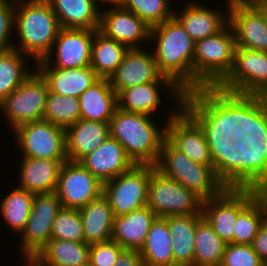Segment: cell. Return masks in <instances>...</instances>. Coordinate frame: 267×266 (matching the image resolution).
Masks as SVG:
<instances>
[{
  "instance_id": "obj_1",
  "label": "cell",
  "mask_w": 267,
  "mask_h": 266,
  "mask_svg": "<svg viewBox=\"0 0 267 266\" xmlns=\"http://www.w3.org/2000/svg\"><path fill=\"white\" fill-rule=\"evenodd\" d=\"M182 108L202 128L217 177L226 188H235L236 144L245 136L241 95L202 87L184 93Z\"/></svg>"
},
{
  "instance_id": "obj_2",
  "label": "cell",
  "mask_w": 267,
  "mask_h": 266,
  "mask_svg": "<svg viewBox=\"0 0 267 266\" xmlns=\"http://www.w3.org/2000/svg\"><path fill=\"white\" fill-rule=\"evenodd\" d=\"M245 132L235 151V188L267 192V103L258 95H241Z\"/></svg>"
},
{
  "instance_id": "obj_3",
  "label": "cell",
  "mask_w": 267,
  "mask_h": 266,
  "mask_svg": "<svg viewBox=\"0 0 267 266\" xmlns=\"http://www.w3.org/2000/svg\"><path fill=\"white\" fill-rule=\"evenodd\" d=\"M149 40L156 42L152 52L159 72L183 93L192 91L195 42L181 23L173 16L150 27Z\"/></svg>"
},
{
  "instance_id": "obj_4",
  "label": "cell",
  "mask_w": 267,
  "mask_h": 266,
  "mask_svg": "<svg viewBox=\"0 0 267 266\" xmlns=\"http://www.w3.org/2000/svg\"><path fill=\"white\" fill-rule=\"evenodd\" d=\"M60 29L46 0H16L14 32L19 42L14 41V49L32 57L35 64L51 52Z\"/></svg>"
},
{
  "instance_id": "obj_5",
  "label": "cell",
  "mask_w": 267,
  "mask_h": 266,
  "mask_svg": "<svg viewBox=\"0 0 267 266\" xmlns=\"http://www.w3.org/2000/svg\"><path fill=\"white\" fill-rule=\"evenodd\" d=\"M154 116L116 109L109 122V132L125 149L135 165L155 166L166 138V125L159 128Z\"/></svg>"
},
{
  "instance_id": "obj_6",
  "label": "cell",
  "mask_w": 267,
  "mask_h": 266,
  "mask_svg": "<svg viewBox=\"0 0 267 266\" xmlns=\"http://www.w3.org/2000/svg\"><path fill=\"white\" fill-rule=\"evenodd\" d=\"M236 47L229 24L216 35L195 42L193 90L217 87L232 70Z\"/></svg>"
},
{
  "instance_id": "obj_7",
  "label": "cell",
  "mask_w": 267,
  "mask_h": 266,
  "mask_svg": "<svg viewBox=\"0 0 267 266\" xmlns=\"http://www.w3.org/2000/svg\"><path fill=\"white\" fill-rule=\"evenodd\" d=\"M155 168L165 177L194 192L203 201L218 196L226 188L213 166L194 163L166 138L162 142Z\"/></svg>"
},
{
  "instance_id": "obj_8",
  "label": "cell",
  "mask_w": 267,
  "mask_h": 266,
  "mask_svg": "<svg viewBox=\"0 0 267 266\" xmlns=\"http://www.w3.org/2000/svg\"><path fill=\"white\" fill-rule=\"evenodd\" d=\"M48 84L40 72L35 69L22 84L0 102L12 131L18 126L43 120Z\"/></svg>"
},
{
  "instance_id": "obj_9",
  "label": "cell",
  "mask_w": 267,
  "mask_h": 266,
  "mask_svg": "<svg viewBox=\"0 0 267 266\" xmlns=\"http://www.w3.org/2000/svg\"><path fill=\"white\" fill-rule=\"evenodd\" d=\"M152 165H134L128 171L103 184L114 216H123L147 206Z\"/></svg>"
},
{
  "instance_id": "obj_10",
  "label": "cell",
  "mask_w": 267,
  "mask_h": 266,
  "mask_svg": "<svg viewBox=\"0 0 267 266\" xmlns=\"http://www.w3.org/2000/svg\"><path fill=\"white\" fill-rule=\"evenodd\" d=\"M203 200L180 183L152 172L147 206L157 217L202 214Z\"/></svg>"
},
{
  "instance_id": "obj_11",
  "label": "cell",
  "mask_w": 267,
  "mask_h": 266,
  "mask_svg": "<svg viewBox=\"0 0 267 266\" xmlns=\"http://www.w3.org/2000/svg\"><path fill=\"white\" fill-rule=\"evenodd\" d=\"M12 132L22 157L67 160L64 128L41 120L20 125Z\"/></svg>"
},
{
  "instance_id": "obj_12",
  "label": "cell",
  "mask_w": 267,
  "mask_h": 266,
  "mask_svg": "<svg viewBox=\"0 0 267 266\" xmlns=\"http://www.w3.org/2000/svg\"><path fill=\"white\" fill-rule=\"evenodd\" d=\"M251 188H225L218 196L204 200L202 214L221 240L233 243L238 214L260 193Z\"/></svg>"
},
{
  "instance_id": "obj_13",
  "label": "cell",
  "mask_w": 267,
  "mask_h": 266,
  "mask_svg": "<svg viewBox=\"0 0 267 266\" xmlns=\"http://www.w3.org/2000/svg\"><path fill=\"white\" fill-rule=\"evenodd\" d=\"M217 87L235 94L260 96L267 89V52L236 47L232 70Z\"/></svg>"
},
{
  "instance_id": "obj_14",
  "label": "cell",
  "mask_w": 267,
  "mask_h": 266,
  "mask_svg": "<svg viewBox=\"0 0 267 266\" xmlns=\"http://www.w3.org/2000/svg\"><path fill=\"white\" fill-rule=\"evenodd\" d=\"M62 208L55 192L35 194L30 216L19 235V249L24 257H35L51 239L53 221Z\"/></svg>"
},
{
  "instance_id": "obj_15",
  "label": "cell",
  "mask_w": 267,
  "mask_h": 266,
  "mask_svg": "<svg viewBox=\"0 0 267 266\" xmlns=\"http://www.w3.org/2000/svg\"><path fill=\"white\" fill-rule=\"evenodd\" d=\"M175 109L166 115V139L194 163L213 166L202 128L182 106Z\"/></svg>"
},
{
  "instance_id": "obj_16",
  "label": "cell",
  "mask_w": 267,
  "mask_h": 266,
  "mask_svg": "<svg viewBox=\"0 0 267 266\" xmlns=\"http://www.w3.org/2000/svg\"><path fill=\"white\" fill-rule=\"evenodd\" d=\"M228 13L236 46L267 52V17L255 2L231 0Z\"/></svg>"
},
{
  "instance_id": "obj_17",
  "label": "cell",
  "mask_w": 267,
  "mask_h": 266,
  "mask_svg": "<svg viewBox=\"0 0 267 266\" xmlns=\"http://www.w3.org/2000/svg\"><path fill=\"white\" fill-rule=\"evenodd\" d=\"M55 193L62 207L80 209L103 193V183L80 162L67 160L61 166Z\"/></svg>"
},
{
  "instance_id": "obj_18",
  "label": "cell",
  "mask_w": 267,
  "mask_h": 266,
  "mask_svg": "<svg viewBox=\"0 0 267 266\" xmlns=\"http://www.w3.org/2000/svg\"><path fill=\"white\" fill-rule=\"evenodd\" d=\"M98 31L107 38L124 44L128 49H143L141 45L150 37V26L121 6L101 9Z\"/></svg>"
},
{
  "instance_id": "obj_19",
  "label": "cell",
  "mask_w": 267,
  "mask_h": 266,
  "mask_svg": "<svg viewBox=\"0 0 267 266\" xmlns=\"http://www.w3.org/2000/svg\"><path fill=\"white\" fill-rule=\"evenodd\" d=\"M93 38L94 30L61 28L51 52L44 60L54 68L88 67ZM52 56H55L54 60Z\"/></svg>"
},
{
  "instance_id": "obj_20",
  "label": "cell",
  "mask_w": 267,
  "mask_h": 266,
  "mask_svg": "<svg viewBox=\"0 0 267 266\" xmlns=\"http://www.w3.org/2000/svg\"><path fill=\"white\" fill-rule=\"evenodd\" d=\"M109 82L118 94L120 91L134 85L172 81L159 72L153 52L149 53L144 48L129 49L115 72L109 77Z\"/></svg>"
},
{
  "instance_id": "obj_21",
  "label": "cell",
  "mask_w": 267,
  "mask_h": 266,
  "mask_svg": "<svg viewBox=\"0 0 267 266\" xmlns=\"http://www.w3.org/2000/svg\"><path fill=\"white\" fill-rule=\"evenodd\" d=\"M163 86L166 92L168 90L169 94H172V100H174V104L176 103L175 107L182 106L184 93L173 82H148L120 91L117 94L118 108L126 112L152 116L162 105L160 96L162 93L160 94L159 90Z\"/></svg>"
},
{
  "instance_id": "obj_22",
  "label": "cell",
  "mask_w": 267,
  "mask_h": 266,
  "mask_svg": "<svg viewBox=\"0 0 267 266\" xmlns=\"http://www.w3.org/2000/svg\"><path fill=\"white\" fill-rule=\"evenodd\" d=\"M226 1L228 4L225 7L226 9H224L225 11L221 10V8L214 10L202 5V3H196L195 0L192 2L188 1L187 5H184L185 9L180 11V14H178L179 11L176 12L174 10L173 16L181 23L192 40L197 42L216 35L229 24V13L225 12L226 10L229 11L231 0Z\"/></svg>"
},
{
  "instance_id": "obj_23",
  "label": "cell",
  "mask_w": 267,
  "mask_h": 266,
  "mask_svg": "<svg viewBox=\"0 0 267 266\" xmlns=\"http://www.w3.org/2000/svg\"><path fill=\"white\" fill-rule=\"evenodd\" d=\"M79 162L103 184L135 165L123 146L110 135L96 150Z\"/></svg>"
},
{
  "instance_id": "obj_24",
  "label": "cell",
  "mask_w": 267,
  "mask_h": 266,
  "mask_svg": "<svg viewBox=\"0 0 267 266\" xmlns=\"http://www.w3.org/2000/svg\"><path fill=\"white\" fill-rule=\"evenodd\" d=\"M48 84L49 91L61 96L78 98L85 90L96 83L100 77L91 68H54L44 59L35 64Z\"/></svg>"
},
{
  "instance_id": "obj_25",
  "label": "cell",
  "mask_w": 267,
  "mask_h": 266,
  "mask_svg": "<svg viewBox=\"0 0 267 266\" xmlns=\"http://www.w3.org/2000/svg\"><path fill=\"white\" fill-rule=\"evenodd\" d=\"M156 218V214L148 206L123 216H116L111 240L117 242L124 250L140 251Z\"/></svg>"
},
{
  "instance_id": "obj_26",
  "label": "cell",
  "mask_w": 267,
  "mask_h": 266,
  "mask_svg": "<svg viewBox=\"0 0 267 266\" xmlns=\"http://www.w3.org/2000/svg\"><path fill=\"white\" fill-rule=\"evenodd\" d=\"M67 160L79 162L96 150L110 135L109 122L79 119L65 129Z\"/></svg>"
},
{
  "instance_id": "obj_27",
  "label": "cell",
  "mask_w": 267,
  "mask_h": 266,
  "mask_svg": "<svg viewBox=\"0 0 267 266\" xmlns=\"http://www.w3.org/2000/svg\"><path fill=\"white\" fill-rule=\"evenodd\" d=\"M67 160L21 157L19 185L33 194L55 192L62 164Z\"/></svg>"
},
{
  "instance_id": "obj_28",
  "label": "cell",
  "mask_w": 267,
  "mask_h": 266,
  "mask_svg": "<svg viewBox=\"0 0 267 266\" xmlns=\"http://www.w3.org/2000/svg\"><path fill=\"white\" fill-rule=\"evenodd\" d=\"M80 119L98 122H110L118 108L117 94L109 79L100 78L79 97Z\"/></svg>"
},
{
  "instance_id": "obj_29",
  "label": "cell",
  "mask_w": 267,
  "mask_h": 266,
  "mask_svg": "<svg viewBox=\"0 0 267 266\" xmlns=\"http://www.w3.org/2000/svg\"><path fill=\"white\" fill-rule=\"evenodd\" d=\"M78 210L83 224L85 243L91 245L111 240L115 216L109 200L103 193Z\"/></svg>"
},
{
  "instance_id": "obj_30",
  "label": "cell",
  "mask_w": 267,
  "mask_h": 266,
  "mask_svg": "<svg viewBox=\"0 0 267 266\" xmlns=\"http://www.w3.org/2000/svg\"><path fill=\"white\" fill-rule=\"evenodd\" d=\"M61 28L98 30L100 9L94 0H46Z\"/></svg>"
},
{
  "instance_id": "obj_31",
  "label": "cell",
  "mask_w": 267,
  "mask_h": 266,
  "mask_svg": "<svg viewBox=\"0 0 267 266\" xmlns=\"http://www.w3.org/2000/svg\"><path fill=\"white\" fill-rule=\"evenodd\" d=\"M203 214L168 217L174 266H194L195 232Z\"/></svg>"
},
{
  "instance_id": "obj_32",
  "label": "cell",
  "mask_w": 267,
  "mask_h": 266,
  "mask_svg": "<svg viewBox=\"0 0 267 266\" xmlns=\"http://www.w3.org/2000/svg\"><path fill=\"white\" fill-rule=\"evenodd\" d=\"M90 245L51 238L36 254L43 266H88Z\"/></svg>"
},
{
  "instance_id": "obj_33",
  "label": "cell",
  "mask_w": 267,
  "mask_h": 266,
  "mask_svg": "<svg viewBox=\"0 0 267 266\" xmlns=\"http://www.w3.org/2000/svg\"><path fill=\"white\" fill-rule=\"evenodd\" d=\"M168 217H157L147 234L140 255L144 266H174Z\"/></svg>"
},
{
  "instance_id": "obj_34",
  "label": "cell",
  "mask_w": 267,
  "mask_h": 266,
  "mask_svg": "<svg viewBox=\"0 0 267 266\" xmlns=\"http://www.w3.org/2000/svg\"><path fill=\"white\" fill-rule=\"evenodd\" d=\"M128 50L124 44L94 30L90 66L100 78L109 79Z\"/></svg>"
},
{
  "instance_id": "obj_35",
  "label": "cell",
  "mask_w": 267,
  "mask_h": 266,
  "mask_svg": "<svg viewBox=\"0 0 267 266\" xmlns=\"http://www.w3.org/2000/svg\"><path fill=\"white\" fill-rule=\"evenodd\" d=\"M267 218V192H260L237 216L233 244L251 245Z\"/></svg>"
},
{
  "instance_id": "obj_36",
  "label": "cell",
  "mask_w": 267,
  "mask_h": 266,
  "mask_svg": "<svg viewBox=\"0 0 267 266\" xmlns=\"http://www.w3.org/2000/svg\"><path fill=\"white\" fill-rule=\"evenodd\" d=\"M226 245L202 217L195 232L194 266H220Z\"/></svg>"
},
{
  "instance_id": "obj_37",
  "label": "cell",
  "mask_w": 267,
  "mask_h": 266,
  "mask_svg": "<svg viewBox=\"0 0 267 266\" xmlns=\"http://www.w3.org/2000/svg\"><path fill=\"white\" fill-rule=\"evenodd\" d=\"M27 57L16 49L0 51V102L33 73Z\"/></svg>"
},
{
  "instance_id": "obj_38",
  "label": "cell",
  "mask_w": 267,
  "mask_h": 266,
  "mask_svg": "<svg viewBox=\"0 0 267 266\" xmlns=\"http://www.w3.org/2000/svg\"><path fill=\"white\" fill-rule=\"evenodd\" d=\"M34 195L16 187L0 201V213L4 221L18 235L22 233L28 221Z\"/></svg>"
},
{
  "instance_id": "obj_39",
  "label": "cell",
  "mask_w": 267,
  "mask_h": 266,
  "mask_svg": "<svg viewBox=\"0 0 267 266\" xmlns=\"http://www.w3.org/2000/svg\"><path fill=\"white\" fill-rule=\"evenodd\" d=\"M79 119L80 103L78 98L48 92L43 120L66 129Z\"/></svg>"
},
{
  "instance_id": "obj_40",
  "label": "cell",
  "mask_w": 267,
  "mask_h": 266,
  "mask_svg": "<svg viewBox=\"0 0 267 266\" xmlns=\"http://www.w3.org/2000/svg\"><path fill=\"white\" fill-rule=\"evenodd\" d=\"M120 6L135 13L150 27L163 23L174 15L169 0H122Z\"/></svg>"
},
{
  "instance_id": "obj_41",
  "label": "cell",
  "mask_w": 267,
  "mask_h": 266,
  "mask_svg": "<svg viewBox=\"0 0 267 266\" xmlns=\"http://www.w3.org/2000/svg\"><path fill=\"white\" fill-rule=\"evenodd\" d=\"M51 238L85 242L83 224L78 209L62 207L53 221Z\"/></svg>"
},
{
  "instance_id": "obj_42",
  "label": "cell",
  "mask_w": 267,
  "mask_h": 266,
  "mask_svg": "<svg viewBox=\"0 0 267 266\" xmlns=\"http://www.w3.org/2000/svg\"><path fill=\"white\" fill-rule=\"evenodd\" d=\"M220 266H267L251 245L229 243Z\"/></svg>"
},
{
  "instance_id": "obj_43",
  "label": "cell",
  "mask_w": 267,
  "mask_h": 266,
  "mask_svg": "<svg viewBox=\"0 0 267 266\" xmlns=\"http://www.w3.org/2000/svg\"><path fill=\"white\" fill-rule=\"evenodd\" d=\"M15 9L16 0H0V51L14 49Z\"/></svg>"
},
{
  "instance_id": "obj_44",
  "label": "cell",
  "mask_w": 267,
  "mask_h": 266,
  "mask_svg": "<svg viewBox=\"0 0 267 266\" xmlns=\"http://www.w3.org/2000/svg\"><path fill=\"white\" fill-rule=\"evenodd\" d=\"M123 251L113 240L91 244L88 266H114Z\"/></svg>"
},
{
  "instance_id": "obj_45",
  "label": "cell",
  "mask_w": 267,
  "mask_h": 266,
  "mask_svg": "<svg viewBox=\"0 0 267 266\" xmlns=\"http://www.w3.org/2000/svg\"><path fill=\"white\" fill-rule=\"evenodd\" d=\"M251 246L260 259L267 265V218L260 226Z\"/></svg>"
},
{
  "instance_id": "obj_46",
  "label": "cell",
  "mask_w": 267,
  "mask_h": 266,
  "mask_svg": "<svg viewBox=\"0 0 267 266\" xmlns=\"http://www.w3.org/2000/svg\"><path fill=\"white\" fill-rule=\"evenodd\" d=\"M114 266H144V263L138 250H124Z\"/></svg>"
},
{
  "instance_id": "obj_47",
  "label": "cell",
  "mask_w": 267,
  "mask_h": 266,
  "mask_svg": "<svg viewBox=\"0 0 267 266\" xmlns=\"http://www.w3.org/2000/svg\"><path fill=\"white\" fill-rule=\"evenodd\" d=\"M24 265L22 266H43L36 258L34 257H23Z\"/></svg>"
},
{
  "instance_id": "obj_48",
  "label": "cell",
  "mask_w": 267,
  "mask_h": 266,
  "mask_svg": "<svg viewBox=\"0 0 267 266\" xmlns=\"http://www.w3.org/2000/svg\"><path fill=\"white\" fill-rule=\"evenodd\" d=\"M121 1H122V0H100V1H99V0H94V2H95L98 6H100L98 2H100V3H101V2H102V3L104 2L105 4H106V3H107V4H110V6H112V5H113V6H120ZM111 4H112V5H111Z\"/></svg>"
},
{
  "instance_id": "obj_49",
  "label": "cell",
  "mask_w": 267,
  "mask_h": 266,
  "mask_svg": "<svg viewBox=\"0 0 267 266\" xmlns=\"http://www.w3.org/2000/svg\"><path fill=\"white\" fill-rule=\"evenodd\" d=\"M255 3L262 9L267 17V0H256Z\"/></svg>"
},
{
  "instance_id": "obj_50",
  "label": "cell",
  "mask_w": 267,
  "mask_h": 266,
  "mask_svg": "<svg viewBox=\"0 0 267 266\" xmlns=\"http://www.w3.org/2000/svg\"><path fill=\"white\" fill-rule=\"evenodd\" d=\"M261 99L267 103V89L260 95Z\"/></svg>"
},
{
  "instance_id": "obj_51",
  "label": "cell",
  "mask_w": 267,
  "mask_h": 266,
  "mask_svg": "<svg viewBox=\"0 0 267 266\" xmlns=\"http://www.w3.org/2000/svg\"><path fill=\"white\" fill-rule=\"evenodd\" d=\"M243 1H247V2H255L256 0H243Z\"/></svg>"
}]
</instances>
